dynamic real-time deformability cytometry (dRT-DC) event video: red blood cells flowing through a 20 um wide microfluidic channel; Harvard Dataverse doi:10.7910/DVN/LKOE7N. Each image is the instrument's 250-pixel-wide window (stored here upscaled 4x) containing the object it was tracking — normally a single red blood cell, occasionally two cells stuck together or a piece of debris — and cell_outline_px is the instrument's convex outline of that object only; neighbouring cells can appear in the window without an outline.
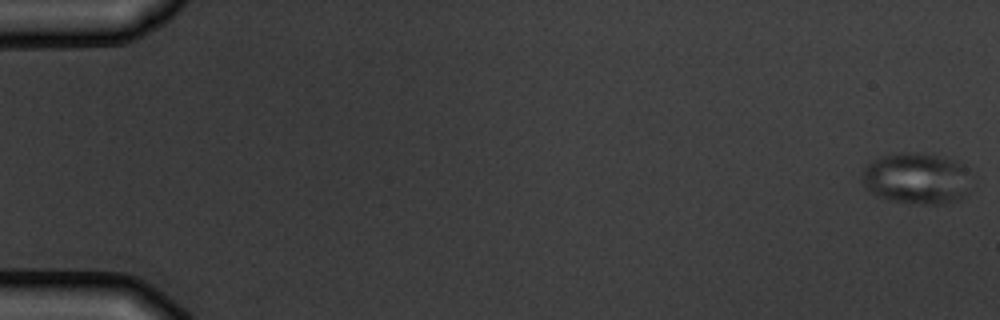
{"species": "common noctule bat (a hibernating species)", "species_latin": "Nyctalus noctula", "temperature_condition": "warm", "stored_images_in_passage": 5, "camera_frame_rate_fps": 3000, "um_per_image_px": 0.085, "animal": {"sex": "male", "body_mass_g": 19.5, "forearm_length_mm": 54.6}, "frame": {"image": 1, "passage_image": 1, "time_ms": 0.0, "image_size_px": [1000, 320], "cell_outline_px": [[968, 192], [960, 200], [948, 204], [924, 204], [892, 200], [876, 196], [860, 180], [860, 172], [872, 160], [884, 156], [900, 152], [932, 152], [944, 156], [968, 168]], "centroid_in_image_um": [77.91, 15.15], "position_along_channel_um": 7.1, "area_um2": 33.06}}
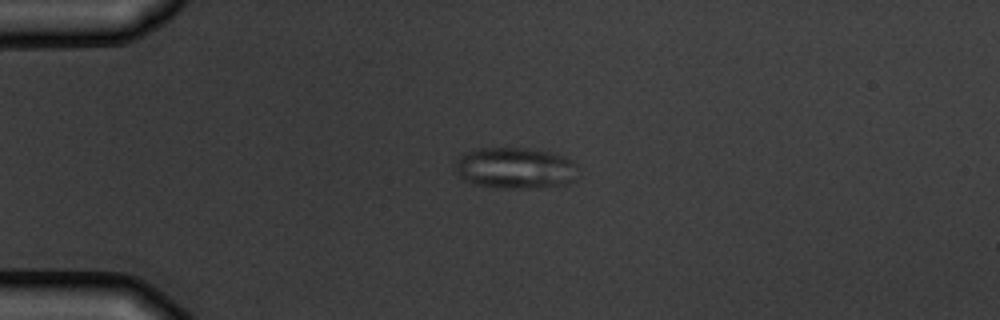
{"frame": {"image": 2, "passage_image": 4, "time_ms": 4.333, "image_size_px": [1000, 320], "cell_outline_px": [[580, 176], [576, 180], [568, 184], [528, 188], [496, 188], [472, 184], [464, 180], [456, 172], [456, 160], [460, 156], [476, 148], [528, 148], [548, 152], [564, 156], [572, 160], [576, 164]], "centroid_in_image_um": [43.84, 14.3], "position_along_channel_um": 41.2, "area_um2": 29.88}}